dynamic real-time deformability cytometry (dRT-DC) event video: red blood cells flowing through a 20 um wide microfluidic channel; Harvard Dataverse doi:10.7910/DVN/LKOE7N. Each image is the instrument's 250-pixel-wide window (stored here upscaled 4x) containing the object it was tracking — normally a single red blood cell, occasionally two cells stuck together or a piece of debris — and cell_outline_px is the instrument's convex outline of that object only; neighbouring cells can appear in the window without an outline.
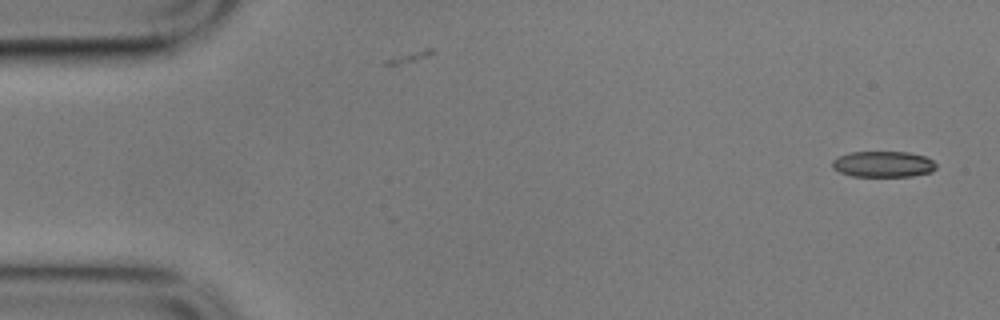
{"species": "common noctule bat (a hibernating species)", "species_latin": "Nyctalus noctula", "temperature_condition": "cold", "stored_images_in_passage": 5, "camera_frame_rate_fps": 3000, "um_per_image_px": 0.085, "animal": {"sex": "male", "body_mass_g": 17.9}, "frame": {"image": 1, "passage_image": 1, "time_ms": 0.0, "image_size_px": [1000, 320], "cell_outline_px": [[936, 168], [932, 172], [912, 176], [852, 176], [840, 172], [832, 168], [832, 160], [836, 156], [852, 152], [908, 152], [924, 156], [932, 160], [936, 164]], "centroid_in_image_um": [75.05, 13.95], "position_along_channel_um": 9.9, "area_um2": 15.78}}
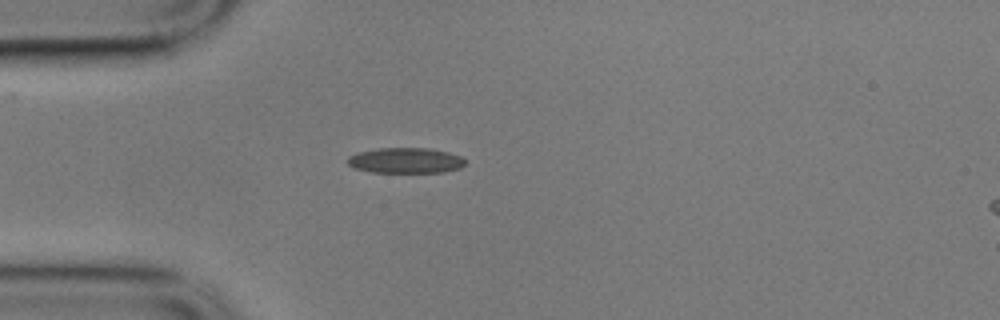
{"frame": {"image": 2, "passage_image": 4, "time_ms": 1.0, "image_size_px": [1000, 320], "cell_outline_px": [[464, 164], [460, 168], [444, 172], [372, 172], [352, 168], [348, 164], [348, 156], [356, 152], [376, 148], [432, 148], [448, 152], [460, 156], [464, 160]], "centroid_in_image_um": [34.43, 13.63], "position_along_channel_um": 50.6, "area_um2": 17.57}}